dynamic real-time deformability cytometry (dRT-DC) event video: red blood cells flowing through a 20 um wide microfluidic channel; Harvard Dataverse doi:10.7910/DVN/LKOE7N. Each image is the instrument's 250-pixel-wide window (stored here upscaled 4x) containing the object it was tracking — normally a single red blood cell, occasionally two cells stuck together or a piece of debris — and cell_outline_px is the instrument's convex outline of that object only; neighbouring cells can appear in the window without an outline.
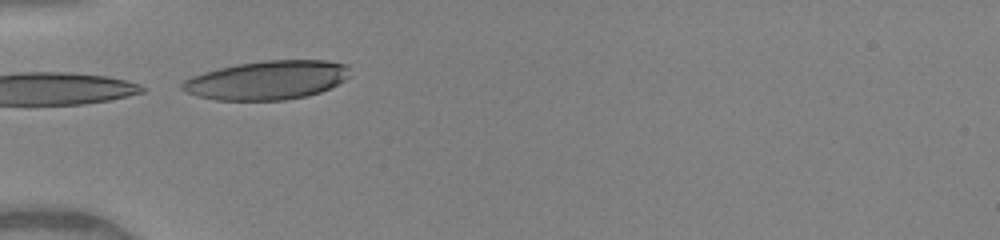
{"species": "human", "species_latin": "Homo sapiens", "temperature_condition": "warm", "stored_images_in_passage": 4, "camera_frame_rate_fps": 3000, "um_per_image_px": 0.085, "donor": {"sex": "female"}, "frame": {"image": 1, "passage_image": 1, "time_ms": 0.0, "image_size_px": [1000, 240], "cell_outline_px": [[352, 76], [320, 92], [308, 96], [284, 100], [216, 100], [196, 96], [180, 88], [180, 84], [184, 80], [192, 76], [204, 72], [236, 64], [264, 60], [324, 60], [344, 64], [348, 68]], "centroid_in_image_um": [22.7, 6.81], "position_along_channel_um": 62.3, "area_um2": 37.97}}